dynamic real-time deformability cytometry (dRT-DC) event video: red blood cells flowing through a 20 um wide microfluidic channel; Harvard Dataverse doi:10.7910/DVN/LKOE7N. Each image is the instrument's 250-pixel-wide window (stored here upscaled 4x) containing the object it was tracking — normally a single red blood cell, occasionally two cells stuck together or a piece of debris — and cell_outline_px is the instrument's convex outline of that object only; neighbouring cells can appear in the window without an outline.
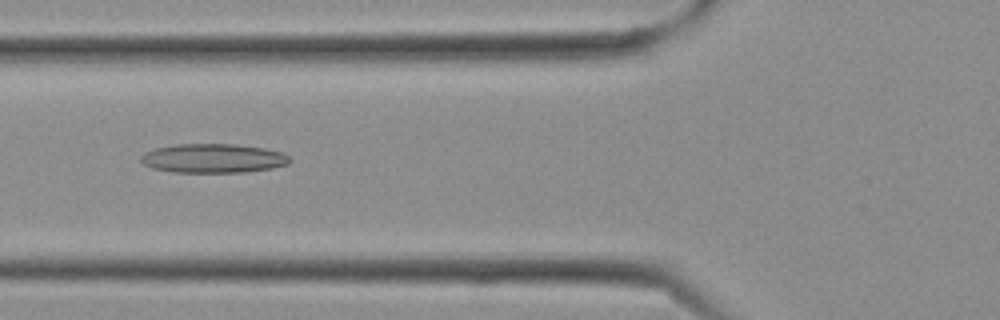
{"species": "Egyptian fruit bat (a non-hibernating species)", "species_latin": "Rousettus aegyptiacus", "temperature_condition": "cold", "stored_images_in_passage": 9, "camera_frame_rate_fps": 3000, "um_per_image_px": 0.085, "frame": {"image": 1, "passage_image": 6, "time_ms": 1.667, "image_size_px": [1000, 320], "cell_outline_px": [[292, 160], [288, 164], [272, 168], [248, 172], [172, 172], [152, 168], [144, 164], [140, 160], [140, 156], [144, 152], [156, 148], [176, 144], [236, 144], [264, 148], [284, 152]], "centroid_in_image_um": [18.14, 13.45], "position_along_channel_um": 107.7, "area_um2": 25.43}}
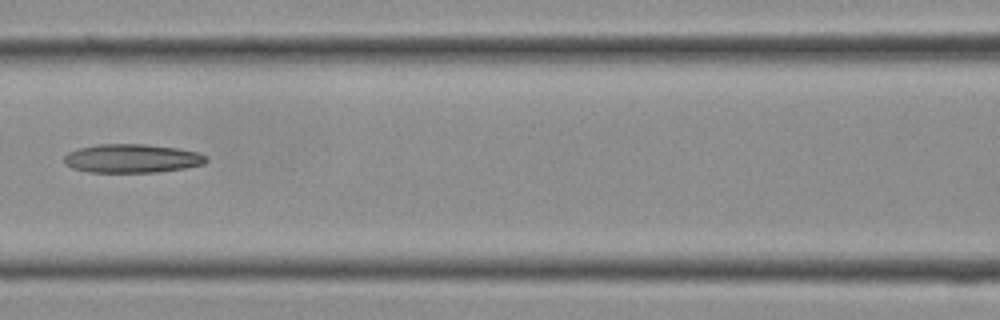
{"frame": {"image": 2, "passage_image": 8, "time_ms": 2.333, "image_size_px": [1000, 320], "cell_outline_px": [[208, 160], [204, 164], [184, 168], [156, 172], [88, 172], [72, 168], [64, 164], [64, 156], [68, 152], [80, 148], [96, 144], [148, 144], [180, 148], [196, 152], [208, 156]], "centroid_in_image_um": [11.22, 13.46], "position_along_channel_um": 155.4, "area_um2": 23.93}}